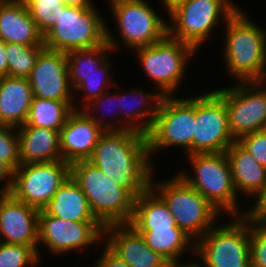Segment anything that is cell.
<instances>
[{
	"mask_svg": "<svg viewBox=\"0 0 266 267\" xmlns=\"http://www.w3.org/2000/svg\"><path fill=\"white\" fill-rule=\"evenodd\" d=\"M134 199L151 187L155 167L147 136L133 131H105L88 159Z\"/></svg>",
	"mask_w": 266,
	"mask_h": 267,
	"instance_id": "1",
	"label": "cell"
},
{
	"mask_svg": "<svg viewBox=\"0 0 266 267\" xmlns=\"http://www.w3.org/2000/svg\"><path fill=\"white\" fill-rule=\"evenodd\" d=\"M243 10L241 7L224 24L222 61L228 77L237 82L266 81V29L251 21Z\"/></svg>",
	"mask_w": 266,
	"mask_h": 267,
	"instance_id": "2",
	"label": "cell"
},
{
	"mask_svg": "<svg viewBox=\"0 0 266 267\" xmlns=\"http://www.w3.org/2000/svg\"><path fill=\"white\" fill-rule=\"evenodd\" d=\"M187 159L193 171L186 172L184 168L177 175L194 187L221 214L229 217L247 215L249 208H245L244 212L240 209V197L233 184L226 152L196 153L187 155Z\"/></svg>",
	"mask_w": 266,
	"mask_h": 267,
	"instance_id": "3",
	"label": "cell"
},
{
	"mask_svg": "<svg viewBox=\"0 0 266 267\" xmlns=\"http://www.w3.org/2000/svg\"><path fill=\"white\" fill-rule=\"evenodd\" d=\"M71 177L86 195L94 217L104 226L130 224L135 199L89 160L71 164Z\"/></svg>",
	"mask_w": 266,
	"mask_h": 267,
	"instance_id": "4",
	"label": "cell"
},
{
	"mask_svg": "<svg viewBox=\"0 0 266 267\" xmlns=\"http://www.w3.org/2000/svg\"><path fill=\"white\" fill-rule=\"evenodd\" d=\"M154 178H151V188L167 204L176 225L195 242L220 219L222 214L177 173L163 182H155Z\"/></svg>",
	"mask_w": 266,
	"mask_h": 267,
	"instance_id": "5",
	"label": "cell"
},
{
	"mask_svg": "<svg viewBox=\"0 0 266 267\" xmlns=\"http://www.w3.org/2000/svg\"><path fill=\"white\" fill-rule=\"evenodd\" d=\"M195 242L198 267H251L250 217L231 216Z\"/></svg>",
	"mask_w": 266,
	"mask_h": 267,
	"instance_id": "6",
	"label": "cell"
},
{
	"mask_svg": "<svg viewBox=\"0 0 266 267\" xmlns=\"http://www.w3.org/2000/svg\"><path fill=\"white\" fill-rule=\"evenodd\" d=\"M109 1V0H108ZM110 8L118 33L119 41L112 35L106 24L107 43L116 53L119 44L125 48L137 49L150 46L168 35V22L160 16L148 0H110ZM157 12V13H156ZM163 18V19H162Z\"/></svg>",
	"mask_w": 266,
	"mask_h": 267,
	"instance_id": "7",
	"label": "cell"
},
{
	"mask_svg": "<svg viewBox=\"0 0 266 267\" xmlns=\"http://www.w3.org/2000/svg\"><path fill=\"white\" fill-rule=\"evenodd\" d=\"M239 9L231 0L184 1L167 13L170 20L168 35L191 45L198 52L203 43L211 40L209 38L220 20L224 25Z\"/></svg>",
	"mask_w": 266,
	"mask_h": 267,
	"instance_id": "8",
	"label": "cell"
},
{
	"mask_svg": "<svg viewBox=\"0 0 266 267\" xmlns=\"http://www.w3.org/2000/svg\"><path fill=\"white\" fill-rule=\"evenodd\" d=\"M134 52L141 63V70L164 96H173L185 80L187 65L191 57L196 56V50L189 44L171 38L164 39L150 46L140 47ZM180 86V87H179Z\"/></svg>",
	"mask_w": 266,
	"mask_h": 267,
	"instance_id": "9",
	"label": "cell"
},
{
	"mask_svg": "<svg viewBox=\"0 0 266 267\" xmlns=\"http://www.w3.org/2000/svg\"><path fill=\"white\" fill-rule=\"evenodd\" d=\"M164 96L154 124L147 135L149 155L170 147L183 148L193 154V134L196 120V96ZM179 97V98H178Z\"/></svg>",
	"mask_w": 266,
	"mask_h": 267,
	"instance_id": "10",
	"label": "cell"
},
{
	"mask_svg": "<svg viewBox=\"0 0 266 267\" xmlns=\"http://www.w3.org/2000/svg\"><path fill=\"white\" fill-rule=\"evenodd\" d=\"M97 9L66 6L55 26L44 36L45 48L66 53L105 44L107 21Z\"/></svg>",
	"mask_w": 266,
	"mask_h": 267,
	"instance_id": "11",
	"label": "cell"
},
{
	"mask_svg": "<svg viewBox=\"0 0 266 267\" xmlns=\"http://www.w3.org/2000/svg\"><path fill=\"white\" fill-rule=\"evenodd\" d=\"M237 83L214 90L226 104L229 128L235 141L246 134L262 131L266 121V81Z\"/></svg>",
	"mask_w": 266,
	"mask_h": 267,
	"instance_id": "12",
	"label": "cell"
},
{
	"mask_svg": "<svg viewBox=\"0 0 266 267\" xmlns=\"http://www.w3.org/2000/svg\"><path fill=\"white\" fill-rule=\"evenodd\" d=\"M103 239L104 226L100 222H75L56 218L43 210L39 212L37 254L40 262L41 245L46 247L51 255H71L72 251H82L90 246L100 247L99 243L101 245Z\"/></svg>",
	"mask_w": 266,
	"mask_h": 267,
	"instance_id": "13",
	"label": "cell"
},
{
	"mask_svg": "<svg viewBox=\"0 0 266 267\" xmlns=\"http://www.w3.org/2000/svg\"><path fill=\"white\" fill-rule=\"evenodd\" d=\"M70 176L71 164L64 160L21 164L14 170L9 193L23 203L43 210Z\"/></svg>",
	"mask_w": 266,
	"mask_h": 267,
	"instance_id": "14",
	"label": "cell"
},
{
	"mask_svg": "<svg viewBox=\"0 0 266 267\" xmlns=\"http://www.w3.org/2000/svg\"><path fill=\"white\" fill-rule=\"evenodd\" d=\"M233 142L224 100L214 90L197 95L193 154L223 153Z\"/></svg>",
	"mask_w": 266,
	"mask_h": 267,
	"instance_id": "15",
	"label": "cell"
},
{
	"mask_svg": "<svg viewBox=\"0 0 266 267\" xmlns=\"http://www.w3.org/2000/svg\"><path fill=\"white\" fill-rule=\"evenodd\" d=\"M34 97L75 103L70 86L68 64L65 52L44 48L37 57L35 66L28 77Z\"/></svg>",
	"mask_w": 266,
	"mask_h": 267,
	"instance_id": "16",
	"label": "cell"
},
{
	"mask_svg": "<svg viewBox=\"0 0 266 267\" xmlns=\"http://www.w3.org/2000/svg\"><path fill=\"white\" fill-rule=\"evenodd\" d=\"M40 210L0 192V242L31 246L37 252Z\"/></svg>",
	"mask_w": 266,
	"mask_h": 267,
	"instance_id": "17",
	"label": "cell"
},
{
	"mask_svg": "<svg viewBox=\"0 0 266 267\" xmlns=\"http://www.w3.org/2000/svg\"><path fill=\"white\" fill-rule=\"evenodd\" d=\"M104 243L129 267H164L168 261L153 251L130 224L104 227Z\"/></svg>",
	"mask_w": 266,
	"mask_h": 267,
	"instance_id": "18",
	"label": "cell"
},
{
	"mask_svg": "<svg viewBox=\"0 0 266 267\" xmlns=\"http://www.w3.org/2000/svg\"><path fill=\"white\" fill-rule=\"evenodd\" d=\"M105 131L83 110H74L61 128V158L72 164L80 160H88Z\"/></svg>",
	"mask_w": 266,
	"mask_h": 267,
	"instance_id": "19",
	"label": "cell"
},
{
	"mask_svg": "<svg viewBox=\"0 0 266 267\" xmlns=\"http://www.w3.org/2000/svg\"><path fill=\"white\" fill-rule=\"evenodd\" d=\"M163 97L159 90L155 93L145 92L142 88L136 90L132 88L128 92L119 91L121 131L133 130L147 136L154 124Z\"/></svg>",
	"mask_w": 266,
	"mask_h": 267,
	"instance_id": "20",
	"label": "cell"
},
{
	"mask_svg": "<svg viewBox=\"0 0 266 267\" xmlns=\"http://www.w3.org/2000/svg\"><path fill=\"white\" fill-rule=\"evenodd\" d=\"M0 39L5 43L45 46L23 0L0 1Z\"/></svg>",
	"mask_w": 266,
	"mask_h": 267,
	"instance_id": "21",
	"label": "cell"
},
{
	"mask_svg": "<svg viewBox=\"0 0 266 267\" xmlns=\"http://www.w3.org/2000/svg\"><path fill=\"white\" fill-rule=\"evenodd\" d=\"M226 156L237 194L256 200L266 187V167L260 165L237 141L226 150Z\"/></svg>",
	"mask_w": 266,
	"mask_h": 267,
	"instance_id": "22",
	"label": "cell"
},
{
	"mask_svg": "<svg viewBox=\"0 0 266 267\" xmlns=\"http://www.w3.org/2000/svg\"><path fill=\"white\" fill-rule=\"evenodd\" d=\"M33 97L28 78L0 77V125L25 124Z\"/></svg>",
	"mask_w": 266,
	"mask_h": 267,
	"instance_id": "23",
	"label": "cell"
},
{
	"mask_svg": "<svg viewBox=\"0 0 266 267\" xmlns=\"http://www.w3.org/2000/svg\"><path fill=\"white\" fill-rule=\"evenodd\" d=\"M21 164L62 160L59 132L23 124L17 127Z\"/></svg>",
	"mask_w": 266,
	"mask_h": 267,
	"instance_id": "24",
	"label": "cell"
},
{
	"mask_svg": "<svg viewBox=\"0 0 266 267\" xmlns=\"http://www.w3.org/2000/svg\"><path fill=\"white\" fill-rule=\"evenodd\" d=\"M43 211L64 220L99 222L91 211L86 195L71 176L59 187Z\"/></svg>",
	"mask_w": 266,
	"mask_h": 267,
	"instance_id": "25",
	"label": "cell"
},
{
	"mask_svg": "<svg viewBox=\"0 0 266 267\" xmlns=\"http://www.w3.org/2000/svg\"><path fill=\"white\" fill-rule=\"evenodd\" d=\"M112 52L114 51L107 42L99 47L66 52L69 81L73 92L83 83V77L111 72L112 63L108 55L113 54Z\"/></svg>",
	"mask_w": 266,
	"mask_h": 267,
	"instance_id": "26",
	"label": "cell"
},
{
	"mask_svg": "<svg viewBox=\"0 0 266 267\" xmlns=\"http://www.w3.org/2000/svg\"><path fill=\"white\" fill-rule=\"evenodd\" d=\"M130 225L137 231L179 228L167 204L151 187L135 199Z\"/></svg>",
	"mask_w": 266,
	"mask_h": 267,
	"instance_id": "27",
	"label": "cell"
},
{
	"mask_svg": "<svg viewBox=\"0 0 266 267\" xmlns=\"http://www.w3.org/2000/svg\"><path fill=\"white\" fill-rule=\"evenodd\" d=\"M146 244L168 262L181 261L183 254H195V241L180 228H162L138 231Z\"/></svg>",
	"mask_w": 266,
	"mask_h": 267,
	"instance_id": "28",
	"label": "cell"
},
{
	"mask_svg": "<svg viewBox=\"0 0 266 267\" xmlns=\"http://www.w3.org/2000/svg\"><path fill=\"white\" fill-rule=\"evenodd\" d=\"M74 110V103L33 97L25 124L60 133Z\"/></svg>",
	"mask_w": 266,
	"mask_h": 267,
	"instance_id": "29",
	"label": "cell"
},
{
	"mask_svg": "<svg viewBox=\"0 0 266 267\" xmlns=\"http://www.w3.org/2000/svg\"><path fill=\"white\" fill-rule=\"evenodd\" d=\"M45 46H26L5 43L8 61V76L28 78L35 66L37 57Z\"/></svg>",
	"mask_w": 266,
	"mask_h": 267,
	"instance_id": "30",
	"label": "cell"
},
{
	"mask_svg": "<svg viewBox=\"0 0 266 267\" xmlns=\"http://www.w3.org/2000/svg\"><path fill=\"white\" fill-rule=\"evenodd\" d=\"M104 102H105V104H104ZM118 102H119V91H116V92L114 91V93H112V90H110V91L108 90V91L104 92L102 95H100L99 97H97L96 99L92 100L90 103H88L84 107V109H82V110L90 118H92L104 131H121L120 115H119V103ZM106 105L109 107V108L108 107H106V108L113 109V112H110L111 110L109 111L111 114H114V115H111L109 113L110 116L112 117V118L109 117L110 119L106 118V117H108L107 116L108 114L106 116H104L105 109L103 108V106L105 107ZM93 107H94V109L92 111ZM97 109H100V110L104 109V111L101 112L102 114L100 113L99 117H98L99 113L95 112V110L98 111ZM100 110H99V112H100ZM107 110H106V112H108Z\"/></svg>",
	"mask_w": 266,
	"mask_h": 267,
	"instance_id": "31",
	"label": "cell"
},
{
	"mask_svg": "<svg viewBox=\"0 0 266 267\" xmlns=\"http://www.w3.org/2000/svg\"><path fill=\"white\" fill-rule=\"evenodd\" d=\"M39 32L45 36L58 21L66 5L63 0H23Z\"/></svg>",
	"mask_w": 266,
	"mask_h": 267,
	"instance_id": "32",
	"label": "cell"
},
{
	"mask_svg": "<svg viewBox=\"0 0 266 267\" xmlns=\"http://www.w3.org/2000/svg\"><path fill=\"white\" fill-rule=\"evenodd\" d=\"M38 264L39 256L31 246L0 242V267H33Z\"/></svg>",
	"mask_w": 266,
	"mask_h": 267,
	"instance_id": "33",
	"label": "cell"
},
{
	"mask_svg": "<svg viewBox=\"0 0 266 267\" xmlns=\"http://www.w3.org/2000/svg\"><path fill=\"white\" fill-rule=\"evenodd\" d=\"M111 74L112 72L91 74L90 76L83 77V83L74 91V95L75 92L76 95H79L81 91L83 93V95H81V101L83 103L80 104L79 110L84 109L88 103L102 95L104 92L110 90L113 86L117 88V84L115 83L113 75Z\"/></svg>",
	"mask_w": 266,
	"mask_h": 267,
	"instance_id": "34",
	"label": "cell"
},
{
	"mask_svg": "<svg viewBox=\"0 0 266 267\" xmlns=\"http://www.w3.org/2000/svg\"><path fill=\"white\" fill-rule=\"evenodd\" d=\"M251 267H266V221L250 217Z\"/></svg>",
	"mask_w": 266,
	"mask_h": 267,
	"instance_id": "35",
	"label": "cell"
},
{
	"mask_svg": "<svg viewBox=\"0 0 266 267\" xmlns=\"http://www.w3.org/2000/svg\"><path fill=\"white\" fill-rule=\"evenodd\" d=\"M0 160L7 163L13 170L20 166L17 127L0 125Z\"/></svg>",
	"mask_w": 266,
	"mask_h": 267,
	"instance_id": "36",
	"label": "cell"
},
{
	"mask_svg": "<svg viewBox=\"0 0 266 267\" xmlns=\"http://www.w3.org/2000/svg\"><path fill=\"white\" fill-rule=\"evenodd\" d=\"M254 159L266 167V133L257 131L242 136L237 141Z\"/></svg>",
	"mask_w": 266,
	"mask_h": 267,
	"instance_id": "37",
	"label": "cell"
},
{
	"mask_svg": "<svg viewBox=\"0 0 266 267\" xmlns=\"http://www.w3.org/2000/svg\"><path fill=\"white\" fill-rule=\"evenodd\" d=\"M103 250L100 257L97 258L93 267H129V265L115 254L104 242L101 244Z\"/></svg>",
	"mask_w": 266,
	"mask_h": 267,
	"instance_id": "38",
	"label": "cell"
},
{
	"mask_svg": "<svg viewBox=\"0 0 266 267\" xmlns=\"http://www.w3.org/2000/svg\"><path fill=\"white\" fill-rule=\"evenodd\" d=\"M252 207H249L247 215L254 219L266 218V187L264 191L258 196L256 201H252ZM255 204V205H254Z\"/></svg>",
	"mask_w": 266,
	"mask_h": 267,
	"instance_id": "39",
	"label": "cell"
},
{
	"mask_svg": "<svg viewBox=\"0 0 266 267\" xmlns=\"http://www.w3.org/2000/svg\"><path fill=\"white\" fill-rule=\"evenodd\" d=\"M14 170L4 161L0 160V192H9L13 185ZM5 180V181H4Z\"/></svg>",
	"mask_w": 266,
	"mask_h": 267,
	"instance_id": "40",
	"label": "cell"
},
{
	"mask_svg": "<svg viewBox=\"0 0 266 267\" xmlns=\"http://www.w3.org/2000/svg\"><path fill=\"white\" fill-rule=\"evenodd\" d=\"M8 76V61L5 54V42L0 39V77Z\"/></svg>",
	"mask_w": 266,
	"mask_h": 267,
	"instance_id": "41",
	"label": "cell"
},
{
	"mask_svg": "<svg viewBox=\"0 0 266 267\" xmlns=\"http://www.w3.org/2000/svg\"><path fill=\"white\" fill-rule=\"evenodd\" d=\"M66 6L78 7V8H93L96 7L92 0H63Z\"/></svg>",
	"mask_w": 266,
	"mask_h": 267,
	"instance_id": "42",
	"label": "cell"
},
{
	"mask_svg": "<svg viewBox=\"0 0 266 267\" xmlns=\"http://www.w3.org/2000/svg\"><path fill=\"white\" fill-rule=\"evenodd\" d=\"M160 2L163 5V8L167 10V13L172 10L176 5L187 1V0H161Z\"/></svg>",
	"mask_w": 266,
	"mask_h": 267,
	"instance_id": "43",
	"label": "cell"
},
{
	"mask_svg": "<svg viewBox=\"0 0 266 267\" xmlns=\"http://www.w3.org/2000/svg\"><path fill=\"white\" fill-rule=\"evenodd\" d=\"M164 267H198L196 261L182 264V262L174 261L168 262Z\"/></svg>",
	"mask_w": 266,
	"mask_h": 267,
	"instance_id": "44",
	"label": "cell"
},
{
	"mask_svg": "<svg viewBox=\"0 0 266 267\" xmlns=\"http://www.w3.org/2000/svg\"><path fill=\"white\" fill-rule=\"evenodd\" d=\"M262 131L266 133V121H265V124H264V126L262 128Z\"/></svg>",
	"mask_w": 266,
	"mask_h": 267,
	"instance_id": "45",
	"label": "cell"
}]
</instances>
